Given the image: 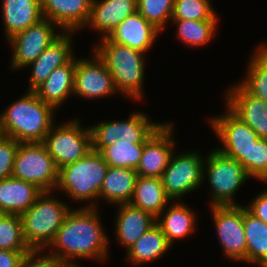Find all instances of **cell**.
Listing matches in <instances>:
<instances>
[{"instance_id":"obj_1","label":"cell","mask_w":267,"mask_h":267,"mask_svg":"<svg viewBox=\"0 0 267 267\" xmlns=\"http://www.w3.org/2000/svg\"><path fill=\"white\" fill-rule=\"evenodd\" d=\"M96 205L90 203V207L70 210L66 215L54 239L48 245L52 246V249L57 248L49 255L59 263H75V257L105 260L109 241L102 229Z\"/></svg>"},{"instance_id":"obj_2","label":"cell","mask_w":267,"mask_h":267,"mask_svg":"<svg viewBox=\"0 0 267 267\" xmlns=\"http://www.w3.org/2000/svg\"><path fill=\"white\" fill-rule=\"evenodd\" d=\"M54 110L34 91H28L0 115V134L20 143L43 142L54 125Z\"/></svg>"},{"instance_id":"obj_3","label":"cell","mask_w":267,"mask_h":267,"mask_svg":"<svg viewBox=\"0 0 267 267\" xmlns=\"http://www.w3.org/2000/svg\"><path fill=\"white\" fill-rule=\"evenodd\" d=\"M94 51L109 70L115 89L129 98H142L145 63L143 52L102 38Z\"/></svg>"},{"instance_id":"obj_4","label":"cell","mask_w":267,"mask_h":267,"mask_svg":"<svg viewBox=\"0 0 267 267\" xmlns=\"http://www.w3.org/2000/svg\"><path fill=\"white\" fill-rule=\"evenodd\" d=\"M68 205L42 192L33 205L20 215L25 243L31 250L43 251L54 239L66 215Z\"/></svg>"},{"instance_id":"obj_5","label":"cell","mask_w":267,"mask_h":267,"mask_svg":"<svg viewBox=\"0 0 267 267\" xmlns=\"http://www.w3.org/2000/svg\"><path fill=\"white\" fill-rule=\"evenodd\" d=\"M108 167L100 152L92 149L84 158L59 169L56 189L61 188L75 201H94L99 197Z\"/></svg>"},{"instance_id":"obj_6","label":"cell","mask_w":267,"mask_h":267,"mask_svg":"<svg viewBox=\"0 0 267 267\" xmlns=\"http://www.w3.org/2000/svg\"><path fill=\"white\" fill-rule=\"evenodd\" d=\"M12 177L34 184L42 192L57 187L59 168L42 142L19 143Z\"/></svg>"},{"instance_id":"obj_7","label":"cell","mask_w":267,"mask_h":267,"mask_svg":"<svg viewBox=\"0 0 267 267\" xmlns=\"http://www.w3.org/2000/svg\"><path fill=\"white\" fill-rule=\"evenodd\" d=\"M204 173L208 175L210 188L212 186L213 198L210 206L236 205L233 200L234 194L245 180L250 178L239 161L226 156L217 149L210 152L205 159Z\"/></svg>"},{"instance_id":"obj_8","label":"cell","mask_w":267,"mask_h":267,"mask_svg":"<svg viewBox=\"0 0 267 267\" xmlns=\"http://www.w3.org/2000/svg\"><path fill=\"white\" fill-rule=\"evenodd\" d=\"M60 169L84 158L92 150L90 127L83 129L77 119L52 126L42 142Z\"/></svg>"},{"instance_id":"obj_9","label":"cell","mask_w":267,"mask_h":267,"mask_svg":"<svg viewBox=\"0 0 267 267\" xmlns=\"http://www.w3.org/2000/svg\"><path fill=\"white\" fill-rule=\"evenodd\" d=\"M148 118L144 113L136 112L127 121H108L91 126L92 149L100 152L105 146L115 142L144 144L161 125Z\"/></svg>"},{"instance_id":"obj_10","label":"cell","mask_w":267,"mask_h":267,"mask_svg":"<svg viewBox=\"0 0 267 267\" xmlns=\"http://www.w3.org/2000/svg\"><path fill=\"white\" fill-rule=\"evenodd\" d=\"M187 152L176 156L173 153L161 176L166 195L174 202L200 187L205 177L203 157L196 152Z\"/></svg>"},{"instance_id":"obj_11","label":"cell","mask_w":267,"mask_h":267,"mask_svg":"<svg viewBox=\"0 0 267 267\" xmlns=\"http://www.w3.org/2000/svg\"><path fill=\"white\" fill-rule=\"evenodd\" d=\"M227 110L225 115L211 119L212 128L224 144V148L217 150L239 161L249 175V150L259 137L249 125Z\"/></svg>"},{"instance_id":"obj_12","label":"cell","mask_w":267,"mask_h":267,"mask_svg":"<svg viewBox=\"0 0 267 267\" xmlns=\"http://www.w3.org/2000/svg\"><path fill=\"white\" fill-rule=\"evenodd\" d=\"M211 211L224 255L234 261L247 263L244 206H211Z\"/></svg>"},{"instance_id":"obj_13","label":"cell","mask_w":267,"mask_h":267,"mask_svg":"<svg viewBox=\"0 0 267 267\" xmlns=\"http://www.w3.org/2000/svg\"><path fill=\"white\" fill-rule=\"evenodd\" d=\"M56 27L55 23L43 18L11 37L8 40L13 47L11 68L21 69L35 61L61 35L54 31Z\"/></svg>"},{"instance_id":"obj_14","label":"cell","mask_w":267,"mask_h":267,"mask_svg":"<svg viewBox=\"0 0 267 267\" xmlns=\"http://www.w3.org/2000/svg\"><path fill=\"white\" fill-rule=\"evenodd\" d=\"M92 60L76 59L73 95L100 98L117 92L104 61L94 51Z\"/></svg>"},{"instance_id":"obj_15","label":"cell","mask_w":267,"mask_h":267,"mask_svg":"<svg viewBox=\"0 0 267 267\" xmlns=\"http://www.w3.org/2000/svg\"><path fill=\"white\" fill-rule=\"evenodd\" d=\"M171 123H162L145 141L142 156L136 169L138 176L161 178L173 154L175 142L171 137Z\"/></svg>"},{"instance_id":"obj_16","label":"cell","mask_w":267,"mask_h":267,"mask_svg":"<svg viewBox=\"0 0 267 267\" xmlns=\"http://www.w3.org/2000/svg\"><path fill=\"white\" fill-rule=\"evenodd\" d=\"M227 108L249 125L259 138L267 139V102L248 93L239 83L226 95Z\"/></svg>"},{"instance_id":"obj_17","label":"cell","mask_w":267,"mask_h":267,"mask_svg":"<svg viewBox=\"0 0 267 267\" xmlns=\"http://www.w3.org/2000/svg\"><path fill=\"white\" fill-rule=\"evenodd\" d=\"M92 0H41L43 18L60 27L62 32H75L88 23Z\"/></svg>"},{"instance_id":"obj_18","label":"cell","mask_w":267,"mask_h":267,"mask_svg":"<svg viewBox=\"0 0 267 267\" xmlns=\"http://www.w3.org/2000/svg\"><path fill=\"white\" fill-rule=\"evenodd\" d=\"M61 33L35 61L28 65L33 66L28 91H34L54 69L68 64L74 58L71 51L72 40L70 36H72V32Z\"/></svg>"},{"instance_id":"obj_19","label":"cell","mask_w":267,"mask_h":267,"mask_svg":"<svg viewBox=\"0 0 267 267\" xmlns=\"http://www.w3.org/2000/svg\"><path fill=\"white\" fill-rule=\"evenodd\" d=\"M160 31L138 11L126 17L107 37L111 42L145 53L151 48Z\"/></svg>"},{"instance_id":"obj_20","label":"cell","mask_w":267,"mask_h":267,"mask_svg":"<svg viewBox=\"0 0 267 267\" xmlns=\"http://www.w3.org/2000/svg\"><path fill=\"white\" fill-rule=\"evenodd\" d=\"M137 11V0H92L90 18L86 26L108 37L114 29Z\"/></svg>"},{"instance_id":"obj_21","label":"cell","mask_w":267,"mask_h":267,"mask_svg":"<svg viewBox=\"0 0 267 267\" xmlns=\"http://www.w3.org/2000/svg\"><path fill=\"white\" fill-rule=\"evenodd\" d=\"M116 220L117 240L128 250L153 225L157 218L131 204H119Z\"/></svg>"},{"instance_id":"obj_22","label":"cell","mask_w":267,"mask_h":267,"mask_svg":"<svg viewBox=\"0 0 267 267\" xmlns=\"http://www.w3.org/2000/svg\"><path fill=\"white\" fill-rule=\"evenodd\" d=\"M42 191L34 184L14 177L0 180V213L22 215Z\"/></svg>"},{"instance_id":"obj_23","label":"cell","mask_w":267,"mask_h":267,"mask_svg":"<svg viewBox=\"0 0 267 267\" xmlns=\"http://www.w3.org/2000/svg\"><path fill=\"white\" fill-rule=\"evenodd\" d=\"M1 9L8 40L43 19L41 0H2Z\"/></svg>"},{"instance_id":"obj_24","label":"cell","mask_w":267,"mask_h":267,"mask_svg":"<svg viewBox=\"0 0 267 267\" xmlns=\"http://www.w3.org/2000/svg\"><path fill=\"white\" fill-rule=\"evenodd\" d=\"M75 70L76 59L73 58L68 64L54 69L34 92L46 104L56 109L73 94Z\"/></svg>"},{"instance_id":"obj_25","label":"cell","mask_w":267,"mask_h":267,"mask_svg":"<svg viewBox=\"0 0 267 267\" xmlns=\"http://www.w3.org/2000/svg\"><path fill=\"white\" fill-rule=\"evenodd\" d=\"M170 201L161 178L138 176L129 204L160 219Z\"/></svg>"},{"instance_id":"obj_26","label":"cell","mask_w":267,"mask_h":267,"mask_svg":"<svg viewBox=\"0 0 267 267\" xmlns=\"http://www.w3.org/2000/svg\"><path fill=\"white\" fill-rule=\"evenodd\" d=\"M138 174L135 169L124 167H108L100 189L99 197L111 204H127L130 202Z\"/></svg>"},{"instance_id":"obj_27","label":"cell","mask_w":267,"mask_h":267,"mask_svg":"<svg viewBox=\"0 0 267 267\" xmlns=\"http://www.w3.org/2000/svg\"><path fill=\"white\" fill-rule=\"evenodd\" d=\"M171 246L163 234L161 227L156 223L134 245L126 250L127 258L135 265L151 262L164 255Z\"/></svg>"},{"instance_id":"obj_28","label":"cell","mask_w":267,"mask_h":267,"mask_svg":"<svg viewBox=\"0 0 267 267\" xmlns=\"http://www.w3.org/2000/svg\"><path fill=\"white\" fill-rule=\"evenodd\" d=\"M244 232L247 244V263L263 267L267 264V224L244 207Z\"/></svg>"},{"instance_id":"obj_29","label":"cell","mask_w":267,"mask_h":267,"mask_svg":"<svg viewBox=\"0 0 267 267\" xmlns=\"http://www.w3.org/2000/svg\"><path fill=\"white\" fill-rule=\"evenodd\" d=\"M195 219V213L184 203L180 204L178 202L173 206L170 205L162 220L157 219V224L161 227L163 234L171 245L173 241L184 239L186 235L194 231Z\"/></svg>"},{"instance_id":"obj_30","label":"cell","mask_w":267,"mask_h":267,"mask_svg":"<svg viewBox=\"0 0 267 267\" xmlns=\"http://www.w3.org/2000/svg\"><path fill=\"white\" fill-rule=\"evenodd\" d=\"M254 52L246 79L239 84L248 93L267 102V45L261 44Z\"/></svg>"},{"instance_id":"obj_31","label":"cell","mask_w":267,"mask_h":267,"mask_svg":"<svg viewBox=\"0 0 267 267\" xmlns=\"http://www.w3.org/2000/svg\"><path fill=\"white\" fill-rule=\"evenodd\" d=\"M144 144L119 143L115 142L112 145L105 146L100 154L105 163L110 167H124L137 169Z\"/></svg>"},{"instance_id":"obj_32","label":"cell","mask_w":267,"mask_h":267,"mask_svg":"<svg viewBox=\"0 0 267 267\" xmlns=\"http://www.w3.org/2000/svg\"><path fill=\"white\" fill-rule=\"evenodd\" d=\"M177 24V34L188 46H202L214 36L218 20H173Z\"/></svg>"},{"instance_id":"obj_33","label":"cell","mask_w":267,"mask_h":267,"mask_svg":"<svg viewBox=\"0 0 267 267\" xmlns=\"http://www.w3.org/2000/svg\"><path fill=\"white\" fill-rule=\"evenodd\" d=\"M0 250L32 251L24 241L20 215L0 213Z\"/></svg>"},{"instance_id":"obj_34","label":"cell","mask_w":267,"mask_h":267,"mask_svg":"<svg viewBox=\"0 0 267 267\" xmlns=\"http://www.w3.org/2000/svg\"><path fill=\"white\" fill-rule=\"evenodd\" d=\"M210 0H174L172 20H218Z\"/></svg>"},{"instance_id":"obj_35","label":"cell","mask_w":267,"mask_h":267,"mask_svg":"<svg viewBox=\"0 0 267 267\" xmlns=\"http://www.w3.org/2000/svg\"><path fill=\"white\" fill-rule=\"evenodd\" d=\"M174 0H137V11L160 32L172 18Z\"/></svg>"},{"instance_id":"obj_36","label":"cell","mask_w":267,"mask_h":267,"mask_svg":"<svg viewBox=\"0 0 267 267\" xmlns=\"http://www.w3.org/2000/svg\"><path fill=\"white\" fill-rule=\"evenodd\" d=\"M249 176L267 182V139L259 138L249 150Z\"/></svg>"},{"instance_id":"obj_37","label":"cell","mask_w":267,"mask_h":267,"mask_svg":"<svg viewBox=\"0 0 267 267\" xmlns=\"http://www.w3.org/2000/svg\"><path fill=\"white\" fill-rule=\"evenodd\" d=\"M19 143L11 137L0 134V180L11 177Z\"/></svg>"},{"instance_id":"obj_38","label":"cell","mask_w":267,"mask_h":267,"mask_svg":"<svg viewBox=\"0 0 267 267\" xmlns=\"http://www.w3.org/2000/svg\"><path fill=\"white\" fill-rule=\"evenodd\" d=\"M40 252L42 253V251L32 250L24 257L20 267H56L59 264L53 256L40 255L38 254Z\"/></svg>"},{"instance_id":"obj_39","label":"cell","mask_w":267,"mask_h":267,"mask_svg":"<svg viewBox=\"0 0 267 267\" xmlns=\"http://www.w3.org/2000/svg\"><path fill=\"white\" fill-rule=\"evenodd\" d=\"M246 208L257 218L267 224V190L261 192Z\"/></svg>"},{"instance_id":"obj_40","label":"cell","mask_w":267,"mask_h":267,"mask_svg":"<svg viewBox=\"0 0 267 267\" xmlns=\"http://www.w3.org/2000/svg\"><path fill=\"white\" fill-rule=\"evenodd\" d=\"M30 252L0 250V267H20L24 257Z\"/></svg>"},{"instance_id":"obj_41","label":"cell","mask_w":267,"mask_h":267,"mask_svg":"<svg viewBox=\"0 0 267 267\" xmlns=\"http://www.w3.org/2000/svg\"><path fill=\"white\" fill-rule=\"evenodd\" d=\"M78 263H59L56 267H80Z\"/></svg>"}]
</instances>
